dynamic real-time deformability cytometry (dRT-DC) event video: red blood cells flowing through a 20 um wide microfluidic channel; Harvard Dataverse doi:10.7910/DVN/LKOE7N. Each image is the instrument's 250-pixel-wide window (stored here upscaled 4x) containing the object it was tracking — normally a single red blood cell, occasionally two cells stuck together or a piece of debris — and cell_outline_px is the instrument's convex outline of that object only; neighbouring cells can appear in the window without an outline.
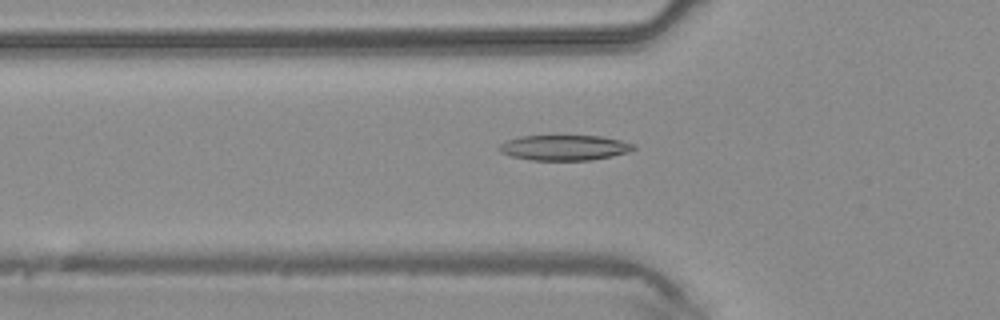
{"species": "common noctule bat (a hibernating species)", "species_latin": "Nyctalus noctula", "temperature_condition": "warm", "stored_images_in_passage": 43, "camera_frame_rate_fps": 3000, "um_per_image_px": 0.085, "animal": {"sex": "male", "body_mass_g": 20.4}, "frame": {"image": 1, "passage_image": 15, "time_ms": 4.667, "image_size_px": [1000, 320], "cell_outline_px": [[636, 148], [628, 152], [612, 156], [592, 160], [532, 160], [512, 156], [500, 152], [496, 148], [500, 144], [508, 140], [520, 136], [600, 136], [620, 140], [636, 144]], "centroid_in_image_um": [47.98, 12.55], "position_along_channel_um": 77.8, "area_um2": 19.83}}
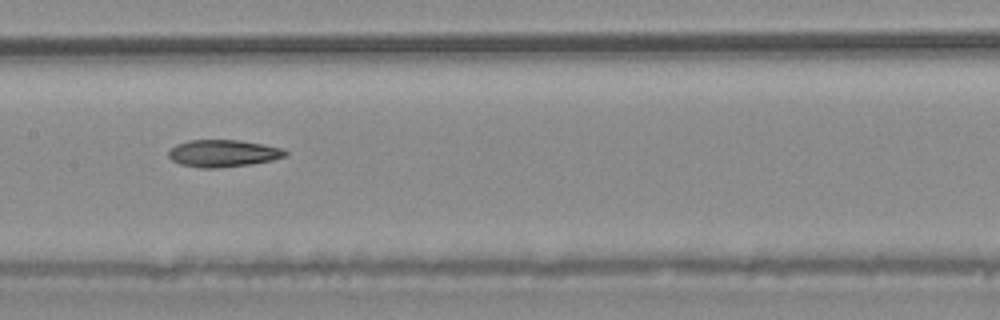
{"frame": {"image": 2, "passage_image": 22, "time_ms": 7.0, "image_size_px": [1000, 320], "cell_outline_px": [[288, 156], [272, 160], [252, 164], [216, 168], [200, 168], [180, 164], [172, 160], [168, 156], [168, 152], [176, 144], [188, 140], [240, 140], [284, 148], [288, 152]], "centroid_in_image_um": [18.99, 13.03], "position_along_channel_um": 188.4, "area_um2": 18.61}}
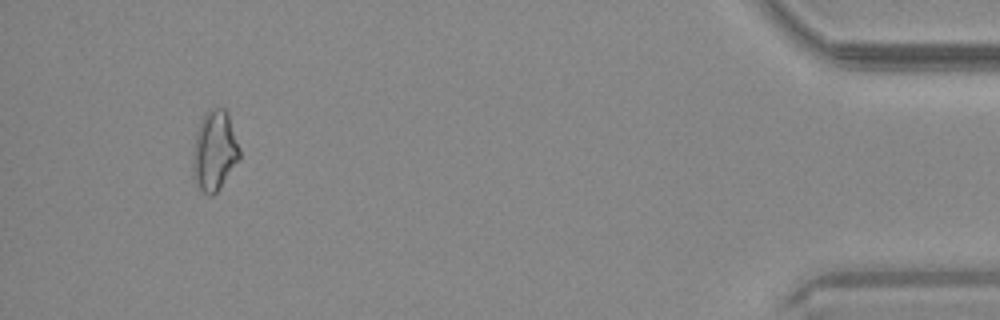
{"frame": {"image": 3, "passage_image": 41, "time_ms": 13.333, "image_size_px": [1000, 320], "cell_outline_px": [[240, 156], [220, 188], [212, 196], [208, 196], [196, 184], [192, 172], [192, 152], [196, 132], [200, 120], [204, 112], [208, 108], [224, 108], [228, 112], [240, 148]], "centroid_in_image_um": [18.21, 12.78], "position_along_channel_um": 417.0, "area_um2": 22.02}}